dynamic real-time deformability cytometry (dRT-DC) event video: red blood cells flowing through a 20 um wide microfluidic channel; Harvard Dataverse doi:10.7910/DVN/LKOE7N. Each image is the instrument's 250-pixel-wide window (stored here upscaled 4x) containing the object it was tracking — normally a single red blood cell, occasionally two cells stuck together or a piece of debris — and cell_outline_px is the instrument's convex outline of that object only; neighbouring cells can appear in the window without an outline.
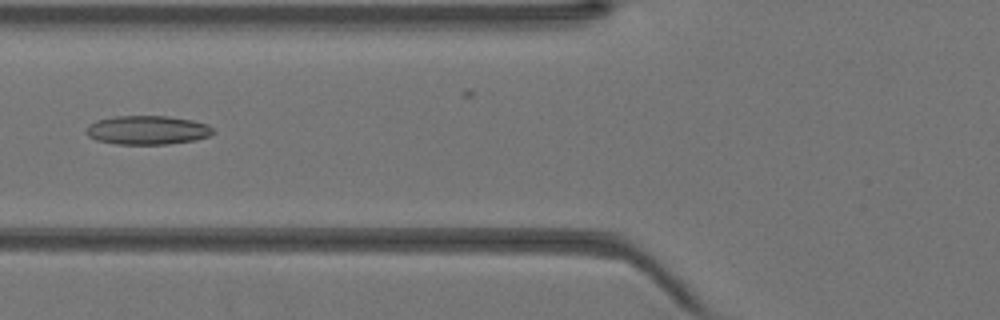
{"species": "Egyptian fruit bat (a non-hibernating species)", "species_latin": "Rousettus aegyptiacus", "temperature_condition": "warm", "stored_images_in_passage": 33, "camera_frame_rate_fps": 3000, "um_per_image_px": 0.085, "animal": {"sex": "female"}, "frame": {"image": 1, "passage_image": 6, "time_ms": 1.667, "image_size_px": [1000, 320], "cell_outline_px": [[216, 132], [208, 136], [196, 140], [168, 144], [116, 144], [96, 140], [88, 136], [84, 132], [88, 124], [96, 120], [112, 116], [168, 116], [192, 120], [208, 124]], "centroid_in_image_um": [12.5, 11.05], "position_along_channel_um": 113.3, "area_um2": 21.62}}
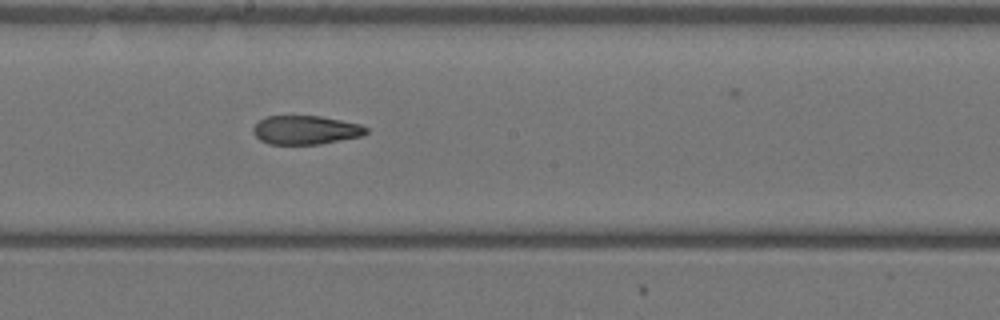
{"frame": {"image": 2, "passage_image": 13, "time_ms": 4.0, "image_size_px": [1000, 320], "cell_outline_px": [[368, 132], [360, 136], [320, 144], [268, 144], [260, 140], [252, 132], [252, 128], [260, 120], [268, 116], [320, 116], [360, 124], [368, 128]], "centroid_in_image_um": [25.96, 11.05], "position_along_channel_um": 222.2, "area_um2": 18.84}}
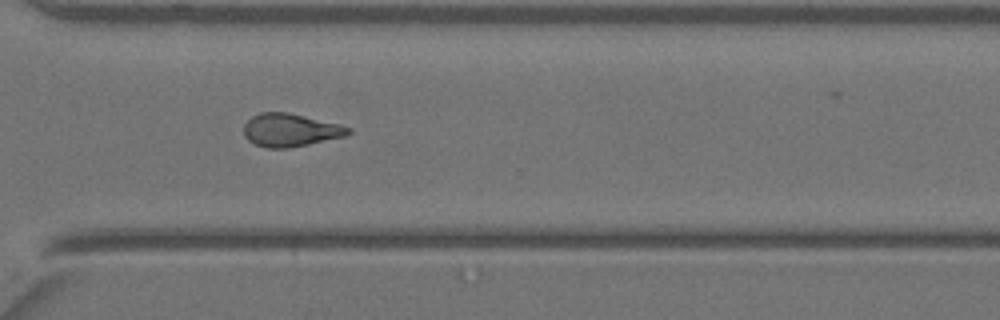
{"frame": {"image": 3, "passage_image": 21, "time_ms": 6.667, "image_size_px": [1000, 320], "cell_outline_px": [[352, 132], [344, 136], [308, 144], [288, 148], [268, 148], [256, 144], [248, 140], [244, 136], [244, 124], [252, 116], [260, 112], [288, 112], [340, 124], [352, 128]], "centroid_in_image_um": [24.68, 11.05], "position_along_channel_um": 345.9, "area_um2": 20.06}}